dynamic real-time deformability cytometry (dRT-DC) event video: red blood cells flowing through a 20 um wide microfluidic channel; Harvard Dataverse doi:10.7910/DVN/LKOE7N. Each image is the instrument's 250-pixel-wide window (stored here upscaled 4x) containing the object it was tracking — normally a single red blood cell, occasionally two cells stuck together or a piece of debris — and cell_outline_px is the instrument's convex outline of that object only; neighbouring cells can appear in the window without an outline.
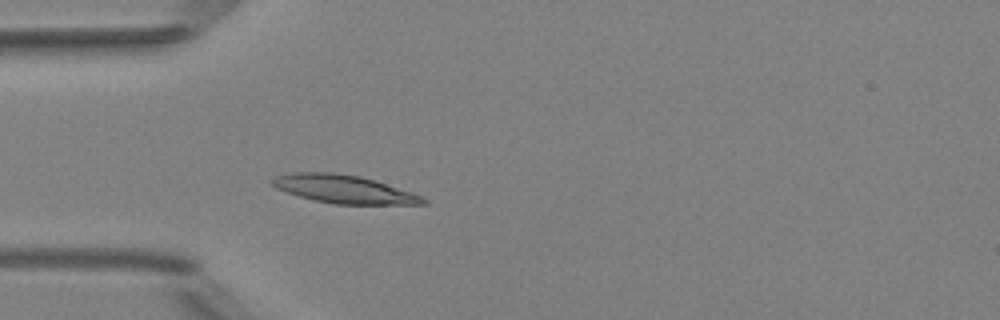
{"species": "Egyptian fruit bat (a non-hibernating species)", "species_latin": "Rousettus aegyptiacus", "temperature_condition": "room temperature", "stored_images_in_passage": 4, "camera_frame_rate_fps": 3000, "um_per_image_px": 0.085, "animal": {"sex": "female"}, "frame": {"image": 1, "passage_image": 4, "time_ms": 3.333, "image_size_px": [1000, 320], "cell_outline_px": [[428, 204], [336, 204], [316, 200], [300, 196], [276, 188], [268, 180], [276, 176], [292, 172], [332, 172], [360, 176], [412, 192], [428, 200]], "centroid_in_image_um": [29.21, 16.07], "position_along_channel_um": 55.8, "area_um2": 24.51}}